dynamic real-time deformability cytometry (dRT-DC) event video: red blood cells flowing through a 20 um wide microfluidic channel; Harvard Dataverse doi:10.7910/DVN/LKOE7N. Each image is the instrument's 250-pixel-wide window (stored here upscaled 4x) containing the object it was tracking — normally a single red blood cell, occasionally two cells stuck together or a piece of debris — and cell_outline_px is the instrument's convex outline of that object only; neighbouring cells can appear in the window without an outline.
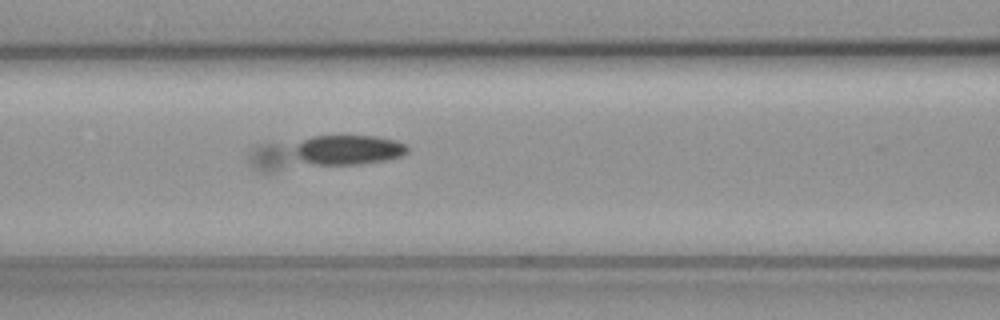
{"species": "common noctule bat (a hibernating species)", "species_latin": "Nyctalus noctula", "temperature_condition": "cold", "stored_images_in_passage": 50, "camera_frame_rate_fps": 3000, "um_per_image_px": 0.085, "animal": {"sex": "female", "body_mass_g": 19.3, "forearm_length_mm": 54.1}, "frame": {"image": 1, "passage_image": 17, "time_ms": 5.333, "image_size_px": [1000, 320], "cell_outline_px": [[408, 152], [400, 156], [388, 160], [360, 164], [268, 172], [256, 172], [252, 164], [252, 148], [264, 144], [312, 136], [376, 136], [396, 140], [404, 144], [408, 148]], "centroid_in_image_um": [27.58, 12.96], "position_along_channel_um": 139.0, "area_um2": 30.35}}
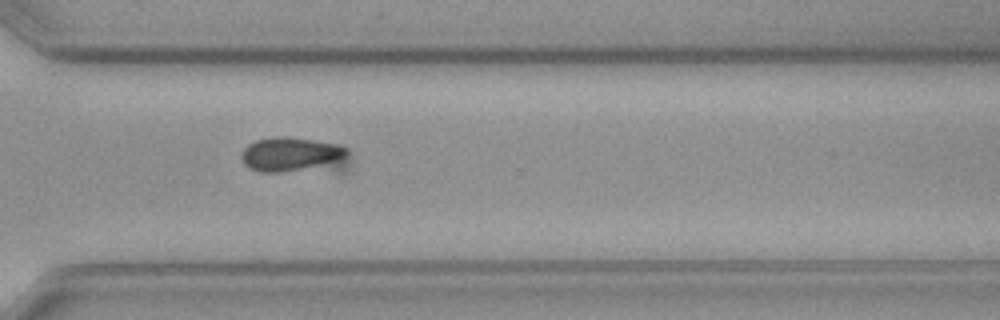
{"frame": {"image": 2, "passage_image": 34, "time_ms": 11.0, "image_size_px": [1000, 320], "cell_outline_px": [[348, 172], [260, 172], [248, 168], [244, 164], [240, 156], [244, 148], [248, 144], [256, 140], [280, 136], [312, 140], [336, 144], [348, 148]], "centroid_in_image_um": [25.06, 13.25], "position_along_channel_um": 345.5, "area_um2": 23.58}}
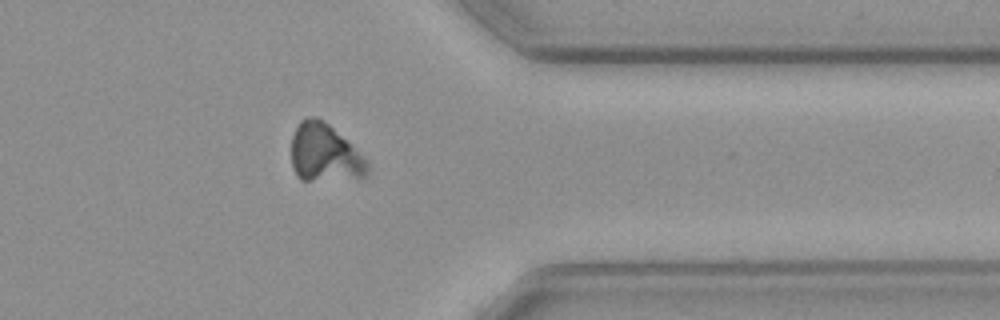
{"frame": {"image": 3, "passage_image": 38, "time_ms": 12.333, "image_size_px": [1000, 320], "cell_outline_px": [[368, 176], [360, 180], [300, 180], [292, 168], [292, 136], [300, 120], [308, 116], [316, 116], [324, 120], [364, 156], [368, 164]], "centroid_in_image_um": [27.62, 13.04], "position_along_channel_um": 383.8, "area_um2": 26.13}}